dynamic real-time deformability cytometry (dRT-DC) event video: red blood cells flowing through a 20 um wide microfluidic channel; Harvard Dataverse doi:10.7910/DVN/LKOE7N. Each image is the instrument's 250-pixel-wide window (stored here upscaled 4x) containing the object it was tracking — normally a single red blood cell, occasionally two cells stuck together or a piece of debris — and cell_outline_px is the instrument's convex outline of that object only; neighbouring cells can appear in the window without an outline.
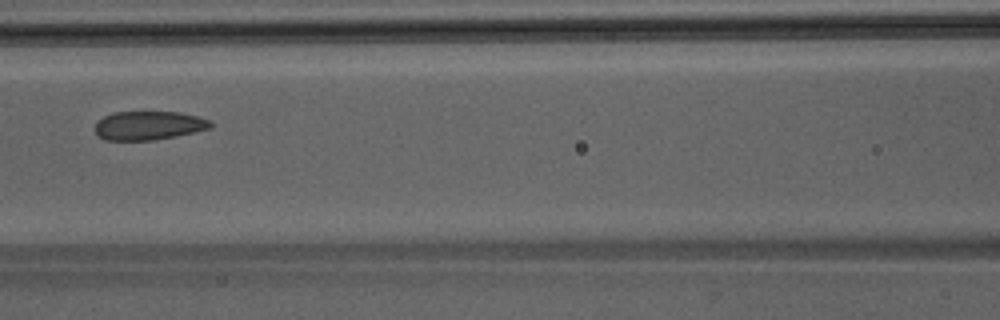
{"species": "Egyptian fruit bat (a non-hibernating species)", "species_latin": "Rousettus aegyptiacus", "temperature_condition": "room temperature", "stored_images_in_passage": 36, "camera_frame_rate_fps": 3000, "um_per_image_px": 0.085, "animal": {"sex": "male"}, "frame": {"image": 1, "passage_image": 10, "time_ms": 3.0, "image_size_px": [1000, 320], "cell_outline_px": [[212, 128], [176, 136], [156, 140], [104, 140], [96, 136], [96, 124], [104, 116], [112, 112], [180, 112], [196, 116], [208, 120], [212, 124]], "centroid_in_image_um": [12.62, 10.67], "position_along_channel_um": 154.0, "area_um2": 19.36}}
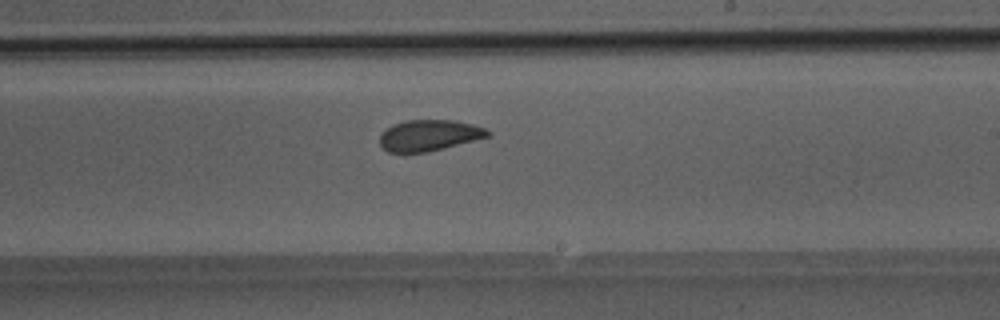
{"frame": {"image": 2, "passage_image": 17, "time_ms": 5.333, "image_size_px": [1000, 320], "cell_outline_px": [[492, 136], [428, 152], [388, 152], [380, 144], [380, 132], [392, 124], [404, 120], [456, 120], [472, 124], [484, 128], [492, 132]], "centroid_in_image_um": [36.49, 11.49], "position_along_channel_um": 252.5, "area_um2": 19.77}}
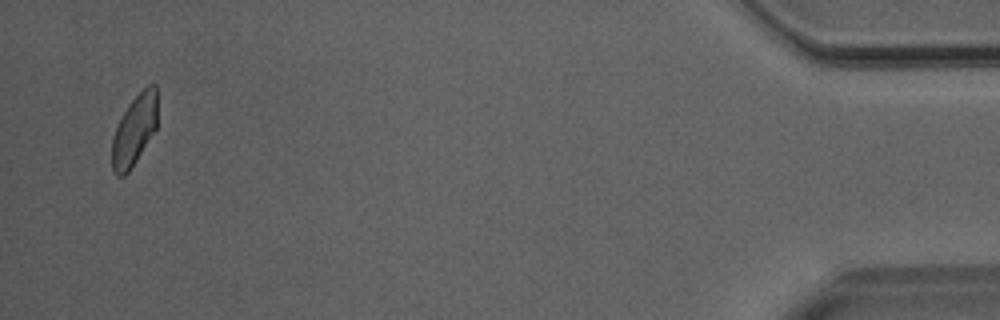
{"frame": {"image": 3, "passage_image": 35, "time_ms": 11.333, "image_size_px": [1000, 320], "cell_outline_px": [[156, 128], [136, 160], [128, 172], [124, 176], [116, 176], [112, 168], [112, 136], [128, 104], [148, 84], [156, 84]], "centroid_in_image_um": [11.4, 11.07], "position_along_channel_um": 423.8, "area_um2": 18.26}}